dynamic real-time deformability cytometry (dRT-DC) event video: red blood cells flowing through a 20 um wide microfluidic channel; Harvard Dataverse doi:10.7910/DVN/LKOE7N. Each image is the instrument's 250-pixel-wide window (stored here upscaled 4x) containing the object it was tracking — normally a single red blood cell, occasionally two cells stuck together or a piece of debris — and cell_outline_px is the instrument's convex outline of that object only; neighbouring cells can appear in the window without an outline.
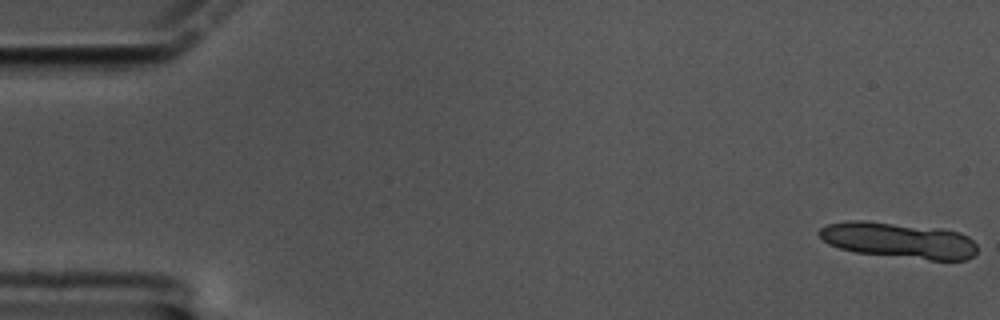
{"species": "common noctule bat (a hibernating species)", "species_latin": "Nyctalus noctula", "temperature_condition": "cold", "stored_images_in_passage": 14, "camera_frame_rate_fps": 3000, "um_per_image_px": 0.085, "animal": {"sex": "male", "body_mass_g": 17.5, "forearm_length_mm": 52.3}, "frame": {"image": 1, "passage_image": 1, "time_ms": 0.0, "image_size_px": [1000, 320], "cell_outline_px": [[976, 252], [968, 260], [928, 260], [856, 252], [840, 248], [828, 244], [816, 232], [820, 228], [828, 224], [848, 220], [864, 220], [940, 228], [960, 232], [968, 236], [976, 244]], "centroid_in_image_um": [76.39, 20.42], "position_along_channel_um": 8.6, "area_um2": 33.12}}